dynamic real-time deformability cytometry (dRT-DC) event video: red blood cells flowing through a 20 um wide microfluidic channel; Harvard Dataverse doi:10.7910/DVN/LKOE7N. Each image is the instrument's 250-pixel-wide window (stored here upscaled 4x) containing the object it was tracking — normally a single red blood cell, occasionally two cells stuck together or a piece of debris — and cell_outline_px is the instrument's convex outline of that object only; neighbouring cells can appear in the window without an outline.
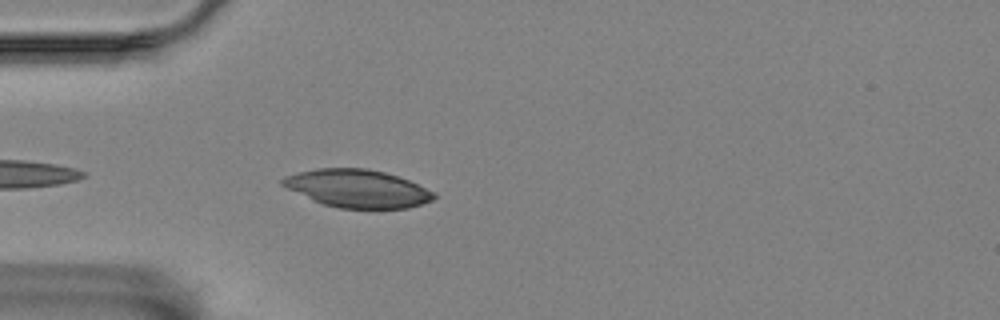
{"species": "Egyptian fruit bat (a non-hibernating species)", "species_latin": "Rousettus aegyptiacus", "temperature_condition": "room temperature", "stored_images_in_passage": 7, "camera_frame_rate_fps": 3000, "um_per_image_px": 0.085, "animal": {"sex": "female"}, "frame": {"image": 1, "passage_image": 3, "time_ms": 0.667, "image_size_px": [1000, 320], "cell_outline_px": [[436, 196], [432, 200], [408, 208], [340, 208], [324, 204], [312, 200], [280, 184], [280, 180], [284, 176], [300, 172], [320, 168], [368, 168], [384, 172], [408, 180], [436, 192]], "centroid_in_image_um": [30.39, 16.02], "position_along_channel_um": 54.6, "area_um2": 33.12}}